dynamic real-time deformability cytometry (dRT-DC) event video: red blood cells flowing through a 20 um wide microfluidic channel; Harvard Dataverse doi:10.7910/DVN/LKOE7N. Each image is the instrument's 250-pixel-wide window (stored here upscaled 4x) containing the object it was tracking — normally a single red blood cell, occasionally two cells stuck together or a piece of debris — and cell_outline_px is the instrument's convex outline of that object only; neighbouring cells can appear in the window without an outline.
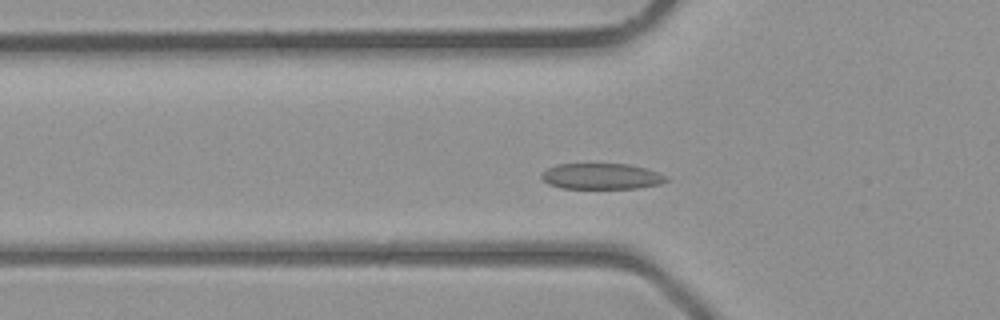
{"species": "common noctule bat (a hibernating species)", "species_latin": "Nyctalus noctula", "temperature_condition": "room temperature", "stored_images_in_passage": 32, "camera_frame_rate_fps": 3000, "um_per_image_px": 0.085, "animal": {"sex": "male", "body_mass_g": 23.1, "forearm_length_mm": 52.7}, "frame": {"image": 1, "passage_image": 4, "time_ms": 1.0, "image_size_px": [1000, 320], "cell_outline_px": [[668, 180], [660, 184], [636, 188], [560, 188], [548, 184], [540, 176], [540, 172], [556, 164], [628, 164], [644, 168], [668, 176]], "centroid_in_image_um": [51.09, 14.98], "position_along_channel_um": 74.7, "area_um2": 18.79}}
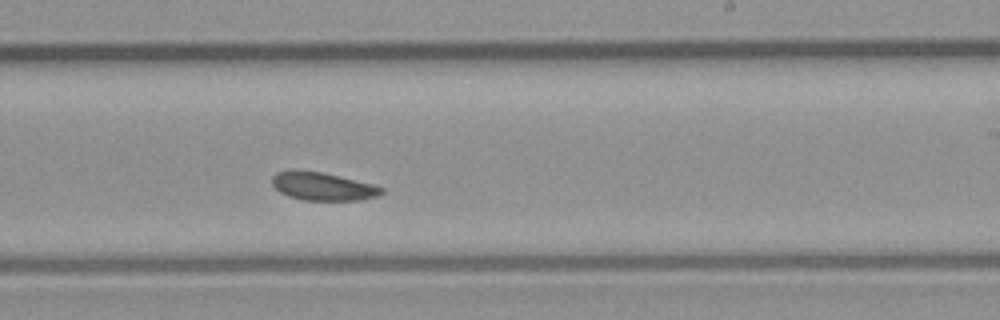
{"frame": {"image": 2, "passage_image": 15, "time_ms": 4.667, "image_size_px": [1000, 320], "cell_outline_px": [[384, 192], [376, 196], [360, 200], [304, 200], [288, 196], [280, 192], [272, 184], [272, 176], [276, 172], [296, 168], [324, 172], [372, 184], [384, 188]], "centroid_in_image_um": [27.39, 15.81], "position_along_channel_um": 261.6, "area_um2": 18.15}}
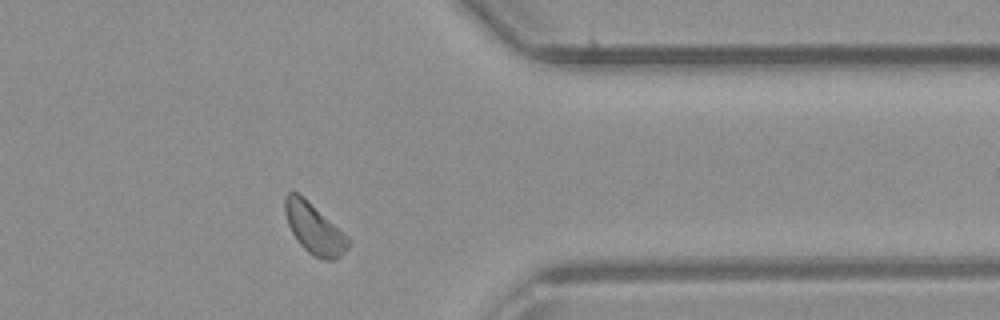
{"frame": {"image": 3, "passage_image": 23, "time_ms": 7.333, "image_size_px": [1000, 320], "cell_outline_px": [[352, 240], [348, 248], [336, 260], [324, 260], [312, 256], [300, 244], [292, 232], [288, 224], [284, 212], [284, 196], [288, 192], [296, 192], [348, 236]], "centroid_in_image_um": [26.71, 19.48], "position_along_channel_um": 384.7, "area_um2": 18.32}}